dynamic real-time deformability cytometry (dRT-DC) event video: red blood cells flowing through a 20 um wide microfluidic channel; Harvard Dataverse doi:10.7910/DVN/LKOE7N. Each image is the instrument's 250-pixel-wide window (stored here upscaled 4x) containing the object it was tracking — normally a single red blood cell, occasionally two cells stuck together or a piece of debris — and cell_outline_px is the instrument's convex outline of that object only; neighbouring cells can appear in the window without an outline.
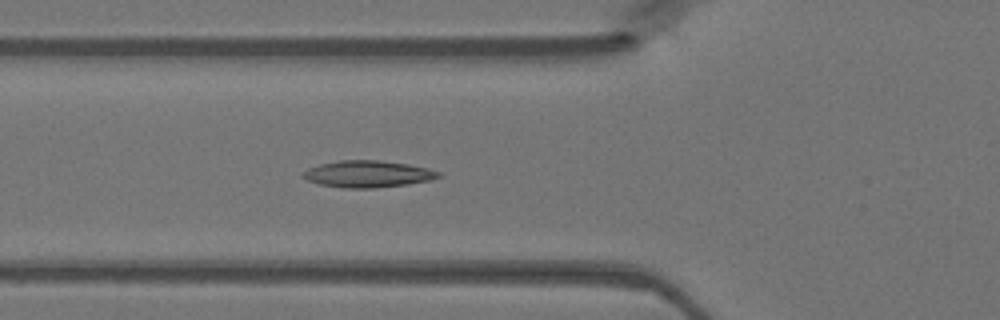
{"species": "Egyptian fruit bat (a non-hibernating species)", "species_latin": "Rousettus aegyptiacus", "temperature_condition": "warm", "stored_images_in_passage": 34, "camera_frame_rate_fps": 3000, "um_per_image_px": 0.085, "animal": {"sex": "female"}, "frame": {"image": 1, "passage_image": 9, "time_ms": 2.667, "image_size_px": [1000, 320], "cell_outline_px": [[440, 176], [428, 180], [408, 184], [372, 188], [340, 188], [320, 184], [308, 180], [300, 176], [308, 168], [320, 164], [340, 160], [380, 160], [408, 164], [428, 168], [440, 172]], "centroid_in_image_um": [31.23, 14.79], "position_along_channel_um": 94.6, "area_um2": 21.04}}
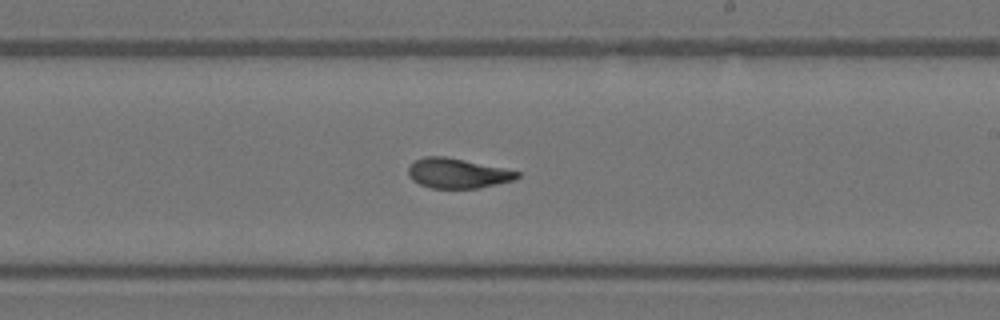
{"frame": {"image": 2, "passage_image": 20, "time_ms": 6.333, "image_size_px": [1000, 320], "cell_outline_px": [[520, 176], [516, 180], [480, 188], [432, 188], [420, 184], [412, 180], [408, 176], [408, 164], [424, 156], [444, 156], [504, 168], [520, 172]], "centroid_in_image_um": [38.88, 14.73], "position_along_channel_um": 250.1, "area_um2": 19.07}}
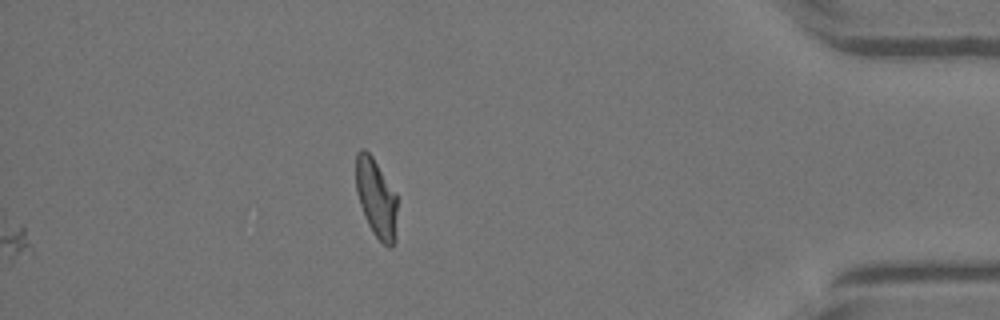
{"frame": {"image": 3, "passage_image": 34, "time_ms": 11.0, "image_size_px": [1000, 320], "cell_outline_px": [[396, 240], [392, 248], [388, 248], [372, 232], [364, 216], [356, 192], [356, 152], [360, 148], [364, 148], [372, 156], [396, 192]], "centroid_in_image_um": [31.98, 16.84], "position_along_channel_um": 403.2, "area_um2": 19.13}}